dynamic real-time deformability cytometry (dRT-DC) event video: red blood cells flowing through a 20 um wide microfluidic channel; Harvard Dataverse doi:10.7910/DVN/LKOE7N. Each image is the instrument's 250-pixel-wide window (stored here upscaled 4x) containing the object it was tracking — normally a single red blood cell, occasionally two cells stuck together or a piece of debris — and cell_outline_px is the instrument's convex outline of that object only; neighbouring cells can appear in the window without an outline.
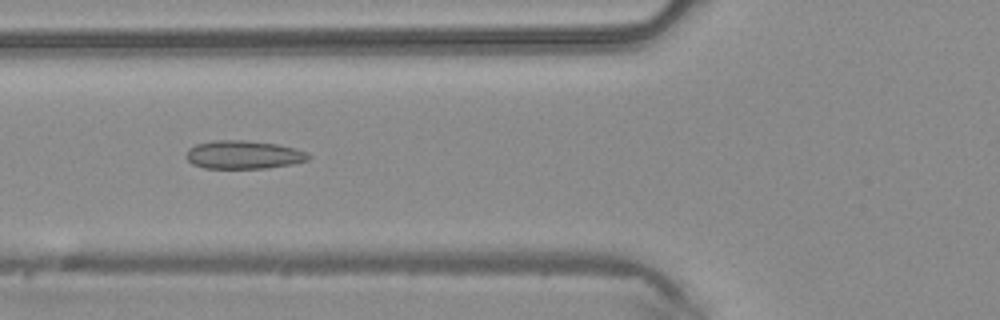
{"species": "common noctule bat (a hibernating species)", "species_latin": "Nyctalus noctula", "temperature_condition": "warm", "stored_images_in_passage": 47, "camera_frame_rate_fps": 3000, "um_per_image_px": 0.085, "animal": {"sex": "male", "body_mass_g": 20.4}, "frame": {"image": 1, "passage_image": 18, "time_ms": 5.667, "image_size_px": [1000, 320], "cell_outline_px": [[312, 156], [308, 160], [292, 164], [268, 168], [204, 168], [192, 164], [184, 156], [188, 148], [196, 144], [212, 140], [244, 140], [276, 144], [296, 148], [308, 152]], "centroid_in_image_um": [20.7, 13.15], "position_along_channel_um": 105.1, "area_um2": 20.4}}
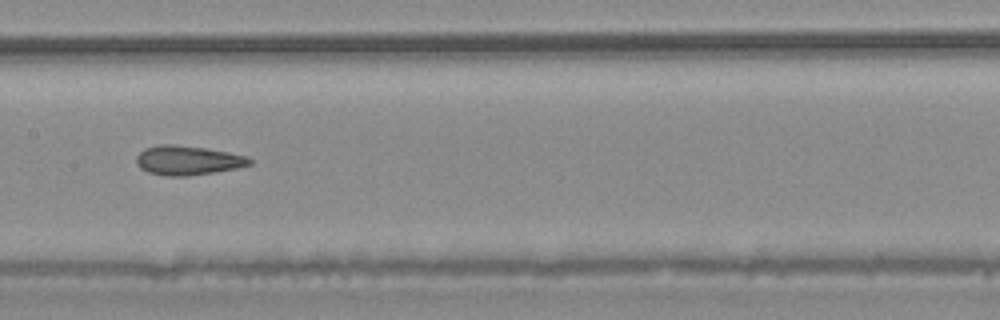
{"frame": {"image": 2, "passage_image": 24, "time_ms": 7.667, "image_size_px": [1000, 320], "cell_outline_px": [[252, 164], [236, 168], [188, 176], [164, 176], [148, 172], [140, 168], [136, 164], [136, 156], [144, 148], [160, 144], [172, 144], [204, 148], [228, 152], [248, 156], [252, 160]], "centroid_in_image_um": [15.93, 13.63], "position_along_channel_um": 191.5, "area_um2": 19.36}}
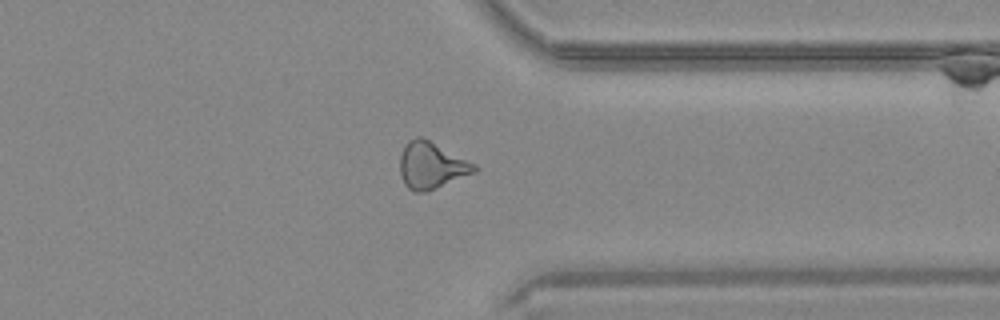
{"frame": {"image": 3, "passage_image": 37, "time_ms": 12.0, "image_size_px": [1000, 320], "cell_outline_px": [[480, 168], [476, 172], [428, 192], [416, 192], [408, 188], [404, 184], [400, 172], [400, 156], [404, 144], [408, 140], [416, 136], [420, 136], [476, 164]], "centroid_in_image_um": [36.67, 14.07], "position_along_channel_um": 374.7, "area_um2": 20.35}}